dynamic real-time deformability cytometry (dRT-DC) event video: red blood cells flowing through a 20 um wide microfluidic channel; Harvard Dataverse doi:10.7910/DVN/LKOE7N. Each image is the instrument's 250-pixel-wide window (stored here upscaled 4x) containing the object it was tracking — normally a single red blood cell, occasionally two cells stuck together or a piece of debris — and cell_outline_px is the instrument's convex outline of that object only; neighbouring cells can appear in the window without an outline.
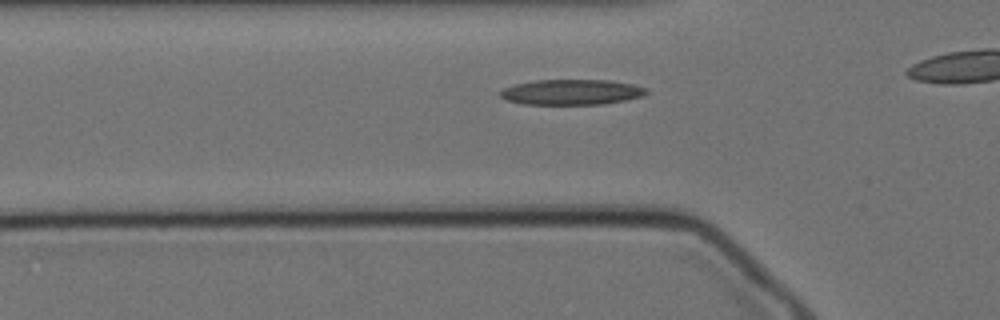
{"species": "Egyptian fruit bat (a non-hibernating species)", "species_latin": "Rousettus aegyptiacus", "temperature_condition": "cold", "stored_images_in_passage": 38, "camera_frame_rate_fps": 3000, "um_per_image_px": 0.085, "animal": {"sex": "female"}, "frame": {"image": 1, "passage_image": 11, "time_ms": 3.333, "image_size_px": [1000, 320], "cell_outline_px": [[648, 92], [644, 96], [604, 104], [524, 104], [508, 100], [500, 96], [500, 92], [504, 88], [516, 84], [536, 80], [608, 80], [632, 84], [648, 88]], "centroid_in_image_um": [48.62, 7.82], "position_along_channel_um": 77.2, "area_um2": 21.5}}
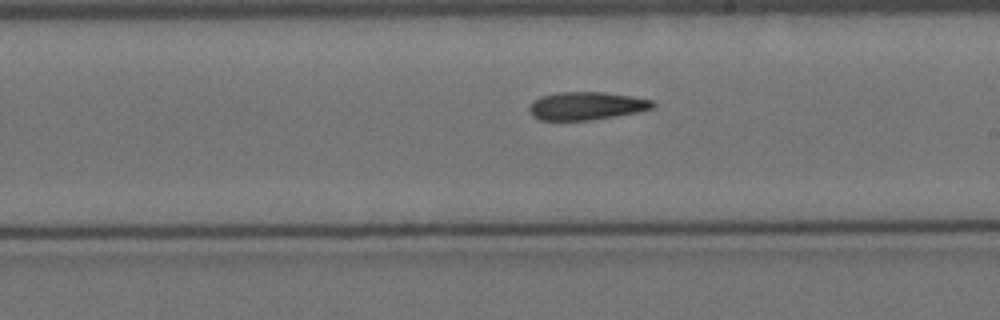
{"frame": {"image": 2, "passage_image": 25, "time_ms": 8.0, "image_size_px": [1000, 320], "cell_outline_px": [[656, 108], [640, 112], [588, 120], [540, 120], [532, 116], [528, 108], [532, 100], [540, 96], [556, 92], [604, 92], [632, 96], [652, 100], [656, 104]], "centroid_in_image_um": [49.85, 8.99], "position_along_channel_um": 239.2, "area_um2": 20.4}}
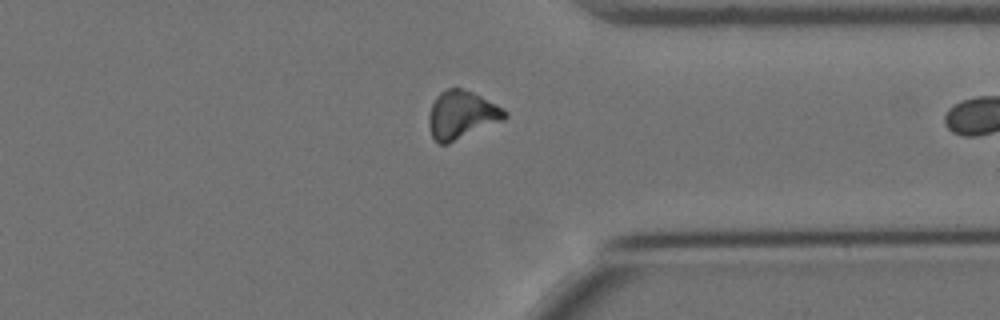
{"frame": {"image": 3, "passage_image": 37, "time_ms": 12.0, "image_size_px": [1000, 320], "cell_outline_px": [[508, 116], [504, 120], [448, 144], [440, 144], [432, 136], [428, 124], [428, 116], [432, 104], [436, 96], [440, 92], [448, 88], [460, 88], [472, 92], [504, 108], [508, 112]], "centroid_in_image_um": [39.24, 9.77], "position_along_channel_um": 372.2, "area_um2": 21.27}}